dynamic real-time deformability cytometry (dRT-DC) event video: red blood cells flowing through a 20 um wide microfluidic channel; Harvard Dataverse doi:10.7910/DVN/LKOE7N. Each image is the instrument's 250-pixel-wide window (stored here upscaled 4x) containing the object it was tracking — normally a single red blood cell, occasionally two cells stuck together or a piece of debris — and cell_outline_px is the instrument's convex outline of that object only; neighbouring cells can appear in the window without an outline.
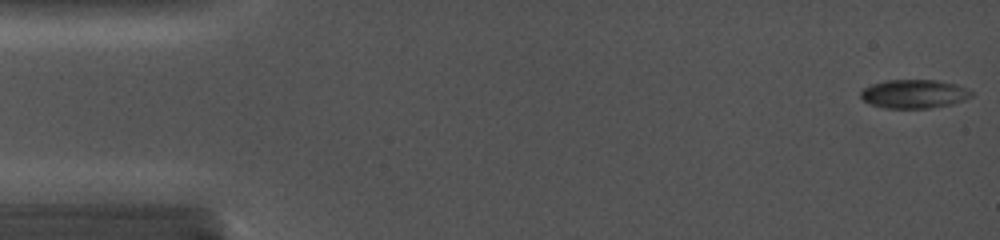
{"species": "common noctule bat (a hibernating species)", "species_latin": "Nyctalus noctula", "temperature_condition": "cold", "stored_images_in_passage": 20, "camera_frame_rate_fps": 5000, "um_per_image_px": 0.085, "animal": {"sex": "female", "body_mass_g": 19.0, "forearm_length_mm": 56.7}, "frame": {"image": 1, "passage_image": 1, "time_ms": 0.0, "image_size_px": [1000, 240], "cell_outline_px": [[972, 96], [964, 100], [952, 104], [928, 108], [884, 108], [872, 104], [864, 100], [860, 96], [860, 92], [864, 88], [872, 84], [884, 80], [936, 80], [956, 84], [972, 92]], "centroid_in_image_um": [77.68, 7.98], "position_along_channel_um": 7.3, "area_um2": 18.38}}
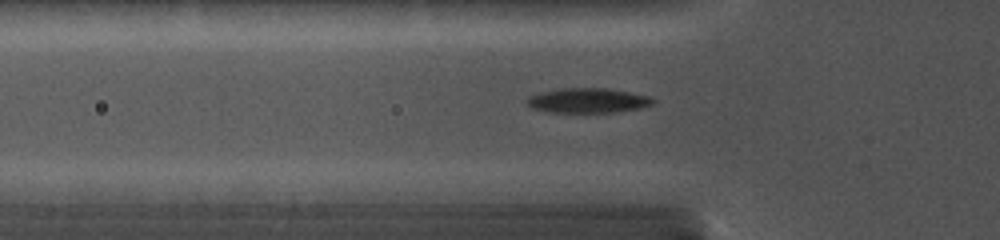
{"frame": {"image": 2, "passage_image": 12, "time_ms": 5.0, "image_size_px": [1000, 240], "cell_outline_px": [[656, 100], [652, 104], [640, 108], [612, 112], [548, 112], [532, 108], [528, 104], [528, 96], [540, 92], [560, 88], [608, 88], [648, 96]], "centroid_in_image_um": [49.95, 8.54], "position_along_channel_um": 75.9, "area_um2": 18.03}}
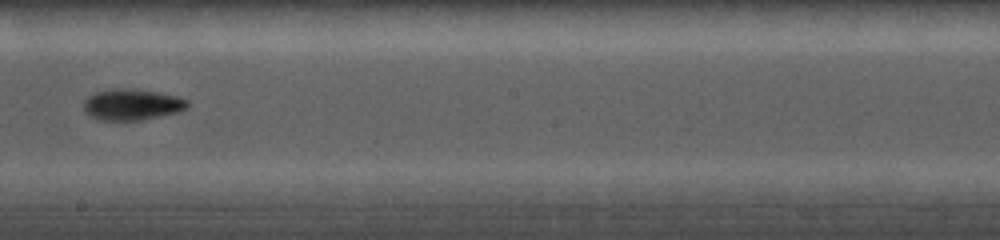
{"frame": {"image": 3, "passage_image": 20, "time_ms": 9.0, "image_size_px": [1000, 240], "cell_outline_px": [[188, 108], [180, 112], [140, 120], [96, 120], [84, 112], [84, 100], [88, 96], [96, 92], [112, 88], [136, 88], [176, 96], [188, 100]], "centroid_in_image_um": [11.2, 8.88], "position_along_channel_um": 237.0, "area_um2": 19.07}}